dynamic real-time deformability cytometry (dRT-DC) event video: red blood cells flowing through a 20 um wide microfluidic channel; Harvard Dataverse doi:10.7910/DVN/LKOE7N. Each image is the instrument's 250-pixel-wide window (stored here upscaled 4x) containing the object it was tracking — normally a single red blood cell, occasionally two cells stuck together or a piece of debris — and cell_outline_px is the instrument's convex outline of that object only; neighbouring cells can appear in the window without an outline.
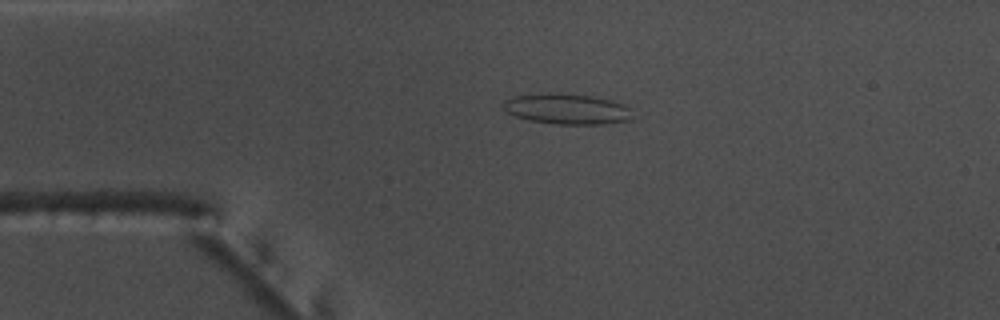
{"species": "common noctule bat (a hibernating species)", "species_latin": "Nyctalus noctula", "temperature_condition": "warm", "stored_images_in_passage": 49, "camera_frame_rate_fps": 3000, "um_per_image_px": 0.085, "animal": {"sex": "male", "body_mass_g": 17.5, "forearm_length_mm": 52.3}, "frame": {"image": 1, "passage_image": 7, "time_ms": 2.0, "image_size_px": [1000, 320], "cell_outline_px": [[628, 120], [604, 124], [556, 124], [528, 120], [516, 116], [508, 112], [504, 108], [504, 100], [516, 96], [552, 92], [592, 96], [612, 100], [624, 104], [628, 108]], "centroid_in_image_um": [48.15, 9.25], "position_along_channel_um": 36.8, "area_um2": 22.66}}
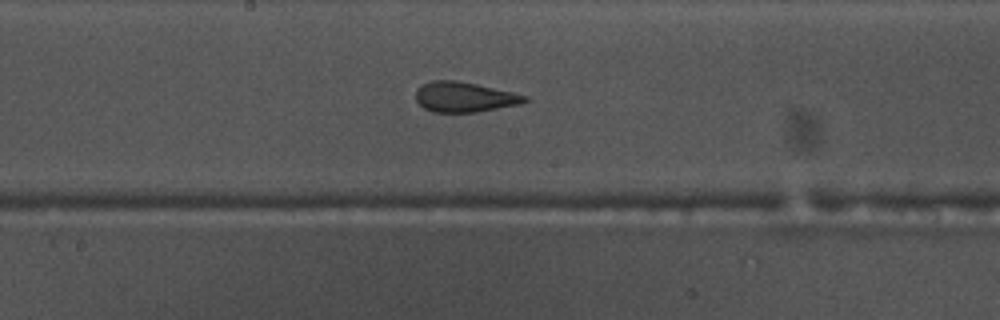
{"frame": {"image": 2, "passage_image": 23, "time_ms": 7.333, "image_size_px": [1000, 320], "cell_outline_px": [[528, 100], [520, 104], [476, 112], [432, 112], [424, 108], [416, 100], [416, 88], [432, 80], [456, 80], [476, 84], [512, 92], [528, 96]], "centroid_in_image_um": [39.45, 8.24], "position_along_channel_um": 208.7, "area_um2": 19.02}}
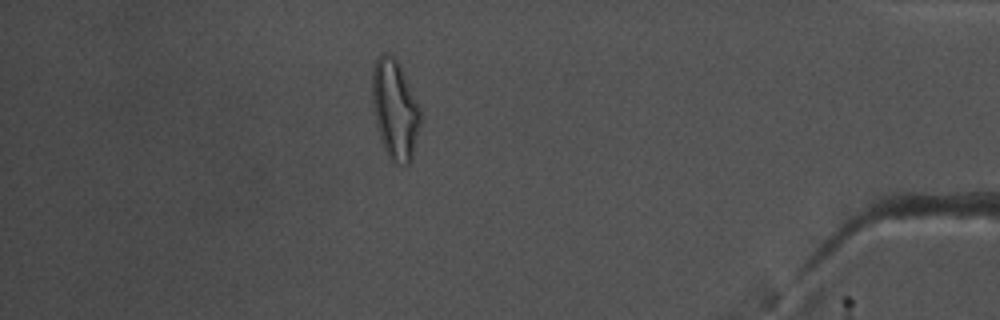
{"frame": {"image": 3, "passage_image": 42, "time_ms": 13.667, "image_size_px": [1000, 320], "cell_outline_px": [[420, 124], [412, 160], [408, 164], [392, 164], [380, 140], [376, 124], [372, 104], [372, 68], [376, 60], [384, 52], [388, 52], [400, 64], [420, 108]], "centroid_in_image_um": [33.56, 9.33], "position_along_channel_um": 401.6, "area_um2": 28.09}, "authors_computed_cell_mechanics": {"area_um2": 20.6346, "velocity_mm_per_s": 3.7756, "shape_relaxation_time_tau1_ms": null, "shape_relaxation_time_tau2_ms": 1.7044, "deformation_change_tau1": null, "deformation_change_tau2": 0.0976}}